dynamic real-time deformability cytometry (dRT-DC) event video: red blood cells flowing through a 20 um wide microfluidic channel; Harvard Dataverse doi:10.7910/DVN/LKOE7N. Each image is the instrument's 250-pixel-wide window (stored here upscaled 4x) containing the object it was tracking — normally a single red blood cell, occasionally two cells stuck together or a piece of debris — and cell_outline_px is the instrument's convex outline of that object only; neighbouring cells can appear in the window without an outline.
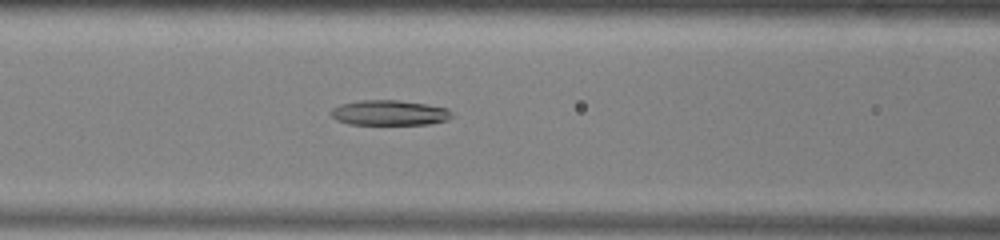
{"species": "common noctule bat (a hibernating species)", "species_latin": "Nyctalus noctula", "temperature_condition": "warm", "stored_images_in_passage": 46, "camera_frame_rate_fps": 3000, "um_per_image_px": 0.085, "animal": {"sex": "male", "body_mass_g": 13.0, "forearm_length_mm": 53.1}, "frame": {"image": 1, "passage_image": 15, "time_ms": 4.667, "image_size_px": [1000, 240], "cell_outline_px": [[456, 116], [448, 120], [432, 124], [348, 124], [336, 120], [328, 112], [332, 108], [340, 104], [360, 100], [400, 100], [448, 108]], "centroid_in_image_um": [33.12, 9.59], "position_along_channel_um": 133.5, "area_um2": 17.98}}
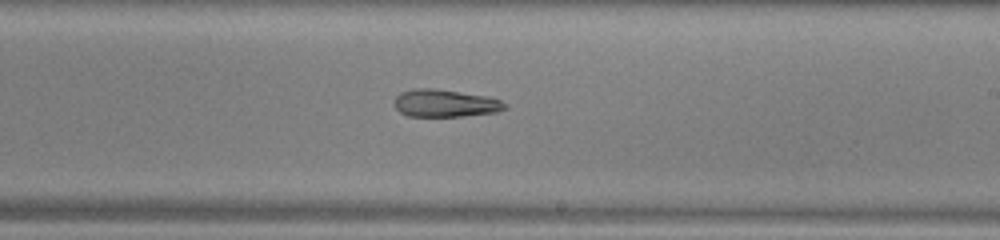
{"frame": {"image": 2, "passage_image": 24, "time_ms": 7.667, "image_size_px": [1000, 240], "cell_outline_px": [[508, 108], [496, 112], [460, 116], [408, 116], [400, 112], [396, 108], [392, 100], [400, 92], [412, 88], [436, 88], [488, 96], [500, 100], [508, 104]], "centroid_in_image_um": [37.82, 8.76], "position_along_channel_um": 251.2, "area_um2": 17.98}}
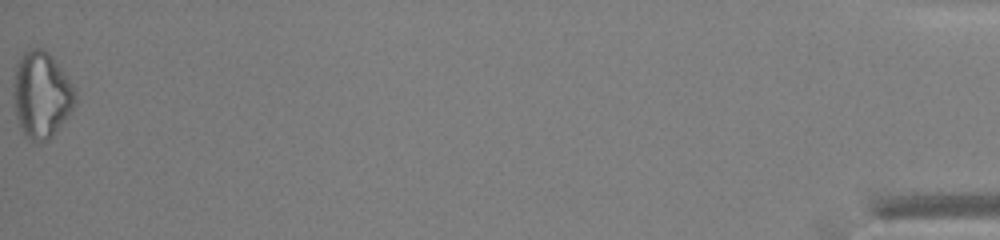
{"frame": {"image": 3, "passage_image": 46, "time_ms": 15.0, "image_size_px": [1000, 240], "cell_outline_px": [[76, 100], [72, 112], [52, 136], [48, 140], [32, 140], [24, 136], [20, 128], [16, 116], [12, 96], [12, 92], [16, 68], [20, 56], [28, 48], [44, 48], [52, 56], [68, 80], [76, 96]], "centroid_in_image_um": [3.49, 8.06], "position_along_channel_um": 431.7, "area_um2": 30.92}}